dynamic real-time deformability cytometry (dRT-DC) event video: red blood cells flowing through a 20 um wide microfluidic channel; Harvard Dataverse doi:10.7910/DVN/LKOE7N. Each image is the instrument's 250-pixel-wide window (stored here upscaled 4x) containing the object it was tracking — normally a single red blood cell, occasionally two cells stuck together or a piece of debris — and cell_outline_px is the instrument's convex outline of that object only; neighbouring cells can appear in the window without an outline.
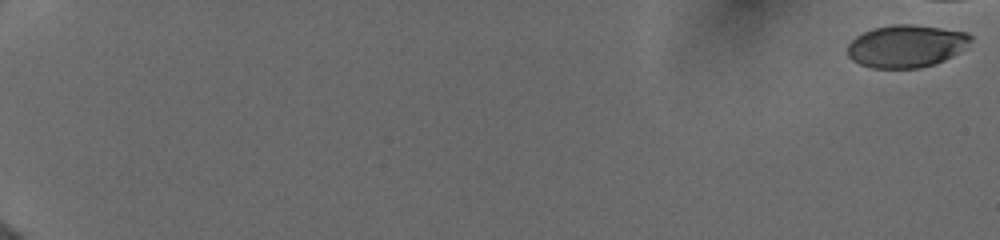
{"species": "human", "species_latin": "Homo sapiens", "temperature_condition": "cold", "stored_images_in_passage": 8, "camera_frame_rate_fps": 3000, "um_per_image_px": 0.085, "donor": {"sex": "female"}, "frame": {"image": 1, "passage_image": 1, "time_ms": 0.0, "image_size_px": [1000, 240], "cell_outline_px": [[972, 40], [952, 56], [944, 60], [920, 68], [872, 68], [860, 64], [852, 60], [848, 56], [848, 44], [856, 36], [872, 28], [892, 24], [908, 24], [940, 28], [964, 32], [972, 36]], "centroid_in_image_um": [76.98, 3.92], "position_along_channel_um": 8.0, "area_um2": 30.23}}